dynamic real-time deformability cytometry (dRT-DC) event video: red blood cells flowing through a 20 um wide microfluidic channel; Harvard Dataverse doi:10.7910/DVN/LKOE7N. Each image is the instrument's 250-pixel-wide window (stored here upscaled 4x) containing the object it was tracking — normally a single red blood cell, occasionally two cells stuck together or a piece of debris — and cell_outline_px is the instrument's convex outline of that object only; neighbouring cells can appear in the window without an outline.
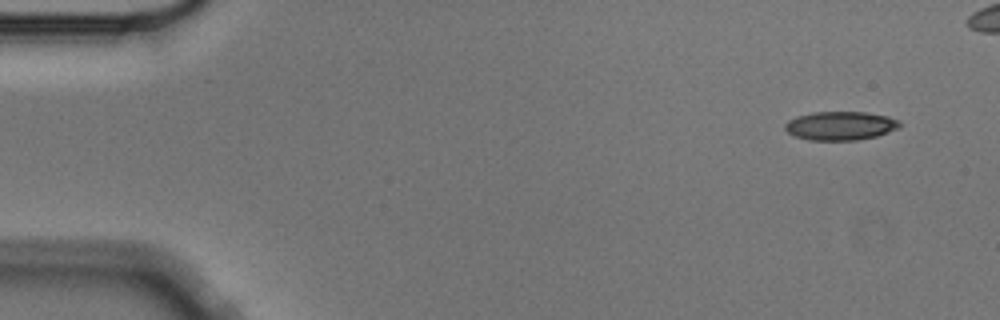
{"species": "Egyptian fruit bat (a non-hibernating species)", "species_latin": "Rousettus aegyptiacus", "temperature_condition": "cold", "stored_images_in_passage": 4, "camera_frame_rate_fps": 3000, "um_per_image_px": 0.085, "animal": {"sex": "male"}, "frame": {"image": 1, "passage_image": 1, "time_ms": 0.0, "image_size_px": [1000, 320], "cell_outline_px": [[900, 128], [876, 136], [856, 140], [808, 140], [796, 136], [788, 132], [784, 128], [784, 124], [788, 120], [796, 116], [812, 112], [864, 112], [888, 116], [900, 120]], "centroid_in_image_um": [71.43, 10.68], "position_along_channel_um": 13.6, "area_um2": 19.25}}